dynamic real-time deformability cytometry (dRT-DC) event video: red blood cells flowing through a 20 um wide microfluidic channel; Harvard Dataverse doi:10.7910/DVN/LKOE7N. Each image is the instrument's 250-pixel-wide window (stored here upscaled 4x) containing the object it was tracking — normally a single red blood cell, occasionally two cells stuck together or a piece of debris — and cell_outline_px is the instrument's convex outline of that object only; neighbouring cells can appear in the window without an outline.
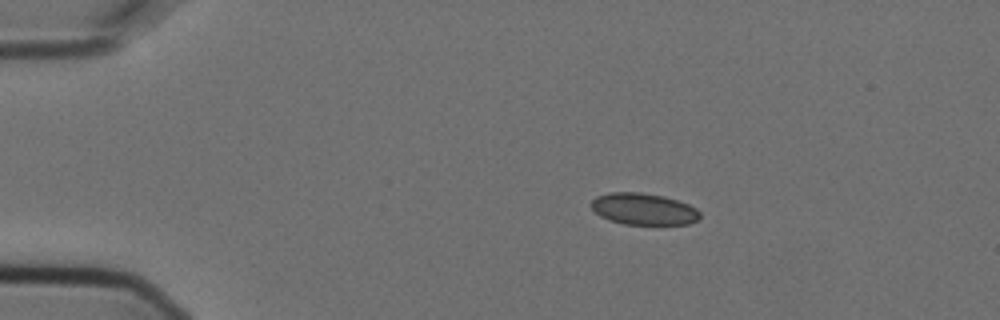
{"species": "Egyptian fruit bat (a non-hibernating species)", "species_latin": "Rousettus aegyptiacus", "temperature_condition": "cold", "stored_images_in_passage": 6, "camera_frame_rate_fps": 3000, "um_per_image_px": 0.085, "animal": {"sex": "female"}, "frame": {"image": 1, "passage_image": 2, "time_ms": 0.333, "image_size_px": [1000, 320], "cell_outline_px": [[700, 220], [688, 224], [624, 224], [608, 220], [600, 216], [592, 208], [592, 200], [596, 196], [608, 192], [640, 192], [664, 196], [688, 204], [696, 208], [700, 212]], "centroid_in_image_um": [54.71, 17.76], "position_along_channel_um": 30.3, "area_um2": 20.11}}
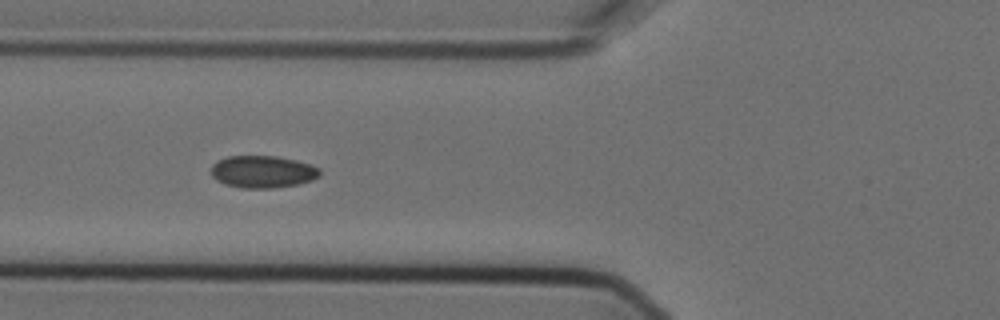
{"frame": {"image": 2, "passage_image": 5, "time_ms": 1.333, "image_size_px": [1000, 320], "cell_outline_px": [[320, 176], [312, 180], [296, 184], [272, 188], [240, 188], [224, 184], [216, 180], [212, 176], [212, 164], [216, 160], [228, 156], [276, 156], [296, 160], [312, 164], [320, 168]], "centroid_in_image_um": [22.32, 14.59], "position_along_channel_um": 103.5, "area_um2": 20.58}}
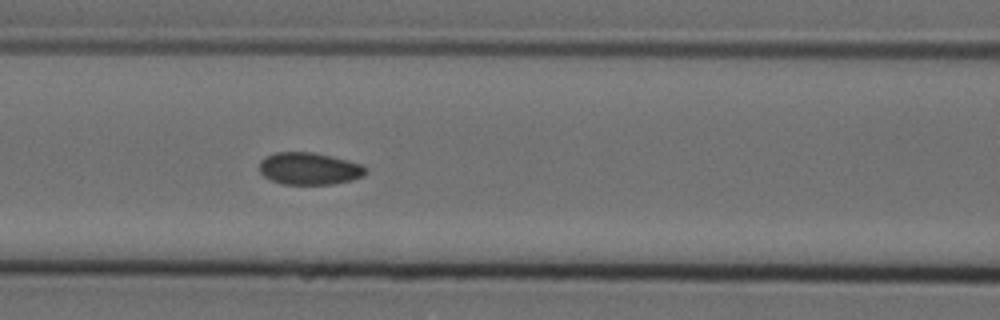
{"frame": {"image": 3, "passage_image": 6, "time_ms": 1.667, "image_size_px": [1000, 320], "cell_outline_px": [[368, 172], [364, 176], [352, 180], [332, 184], [280, 184], [264, 176], [256, 168], [260, 160], [264, 156], [276, 152], [312, 152], [332, 156], [364, 164], [368, 168]], "centroid_in_image_um": [26.29, 14.32], "position_along_channel_um": 140.3, "area_um2": 20.4}}